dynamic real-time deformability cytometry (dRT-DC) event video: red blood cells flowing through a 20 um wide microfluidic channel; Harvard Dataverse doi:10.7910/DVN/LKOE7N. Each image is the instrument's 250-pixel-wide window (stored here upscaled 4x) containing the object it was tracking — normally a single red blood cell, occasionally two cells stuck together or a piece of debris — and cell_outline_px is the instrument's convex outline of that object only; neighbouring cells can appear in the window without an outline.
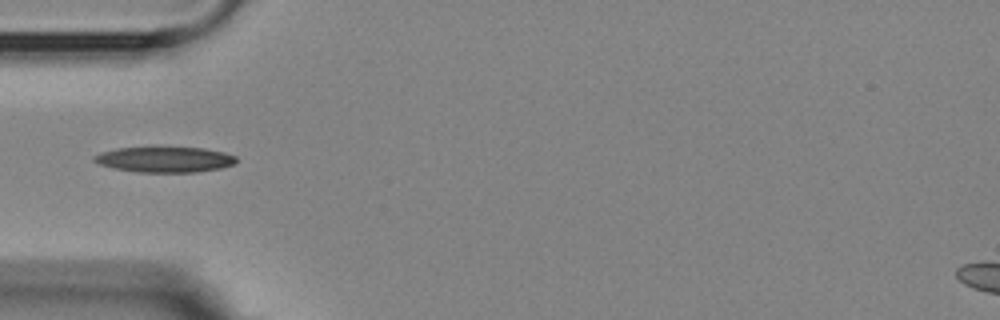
{"species": "Egyptian fruit bat (a non-hibernating species)", "species_latin": "Rousettus aegyptiacus", "temperature_condition": "room temperature", "stored_images_in_passage": 5, "camera_frame_rate_fps": 3000, "um_per_image_px": 0.085, "animal": {"sex": "female"}, "frame": {"image": 1, "passage_image": 5, "time_ms": 5.0, "image_size_px": [1000, 320], "cell_outline_px": [[236, 164], [220, 168], [196, 172], [136, 172], [112, 168], [100, 164], [92, 160], [92, 156], [100, 152], [116, 148], [156, 144], [204, 148], [224, 152], [236, 156]], "centroid_in_image_um": [13.96, 13.5], "position_along_channel_um": 71.0, "area_um2": 22.37}}